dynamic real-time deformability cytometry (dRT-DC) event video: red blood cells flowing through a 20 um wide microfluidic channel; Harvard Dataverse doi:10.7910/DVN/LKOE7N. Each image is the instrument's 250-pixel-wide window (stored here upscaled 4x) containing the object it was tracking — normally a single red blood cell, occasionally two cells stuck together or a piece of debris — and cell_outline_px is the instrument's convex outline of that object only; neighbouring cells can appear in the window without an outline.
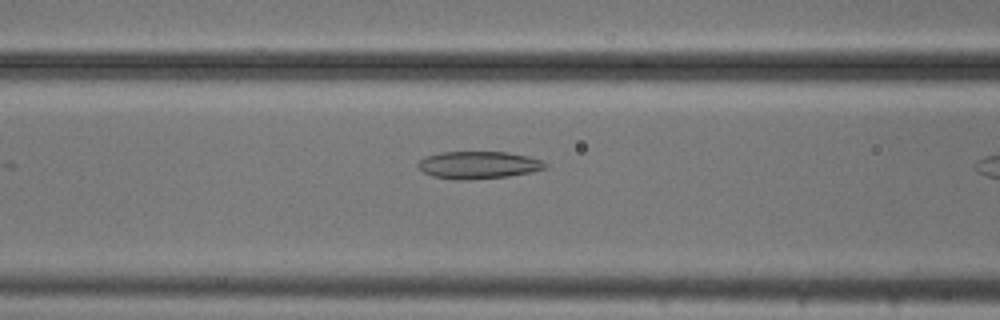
{"species": "common noctule bat (a hibernating species)", "species_latin": "Nyctalus noctula", "temperature_condition": "cold", "stored_images_in_passage": 21, "camera_frame_rate_fps": 3000, "um_per_image_px": 0.085, "animal": {"sex": "male", "body_mass_g": 20.5, "forearm_length_mm": 52.5}, "frame": {"image": 1, "passage_image": 17, "time_ms": 5.333, "image_size_px": [1000, 320], "cell_outline_px": [[548, 168], [532, 172], [508, 176], [468, 180], [456, 180], [432, 176], [424, 172], [416, 164], [424, 156], [440, 152], [508, 152], [528, 156], [540, 160], [548, 164]], "centroid_in_image_um": [40.67, 14.02], "position_along_channel_um": 125.9, "area_um2": 20.46}}
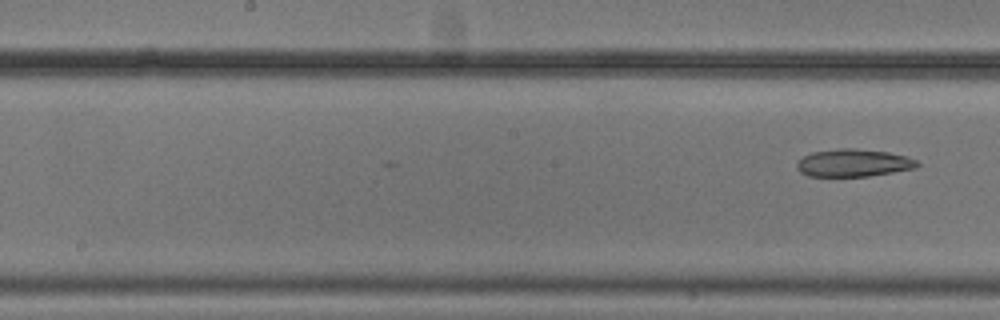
{"frame": {"image": 2, "passage_image": 21, "time_ms": 6.667, "image_size_px": [1000, 320], "cell_outline_px": [[920, 164], [916, 168], [868, 176], [808, 176], [800, 172], [796, 168], [796, 164], [804, 156], [812, 152], [840, 148], [856, 148], [888, 152], [908, 156], [916, 160]], "centroid_in_image_um": [72.55, 13.84], "position_along_channel_um": 175.6, "area_um2": 19.36}}